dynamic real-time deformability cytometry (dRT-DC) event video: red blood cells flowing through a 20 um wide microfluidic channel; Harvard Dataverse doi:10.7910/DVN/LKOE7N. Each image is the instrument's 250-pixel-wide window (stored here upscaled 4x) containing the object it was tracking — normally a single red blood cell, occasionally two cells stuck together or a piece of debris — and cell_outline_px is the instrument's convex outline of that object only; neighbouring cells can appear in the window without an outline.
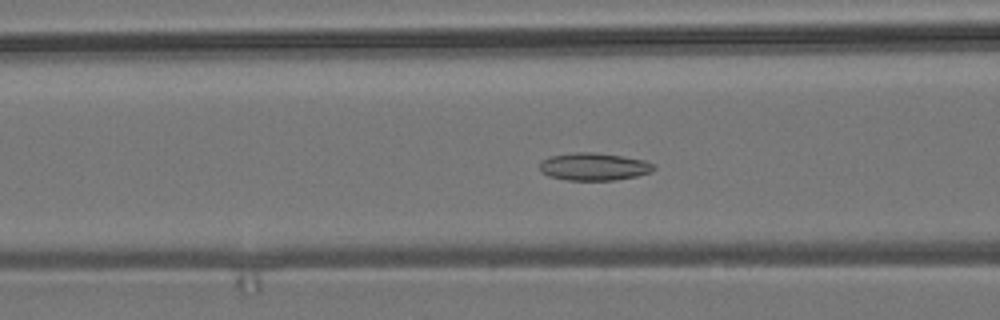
{"species": "common noctule bat (a hibernating species)", "species_latin": "Nyctalus noctula", "temperature_condition": "room temperature", "stored_images_in_passage": 42, "camera_frame_rate_fps": 3000, "um_per_image_px": 0.085, "animal": {"sex": "male", "body_mass_g": 19.2, "forearm_length_mm": 51.8}, "frame": {"image": 1, "passage_image": 8, "time_ms": 2.333, "image_size_px": [1000, 320], "cell_outline_px": [[656, 168], [652, 172], [636, 176], [612, 180], [568, 180], [548, 176], [540, 172], [540, 164], [548, 156], [576, 152], [592, 152], [620, 156], [644, 160], [656, 164]], "centroid_in_image_um": [50.49, 14.16], "position_along_channel_um": 116.1, "area_um2": 18.32}}
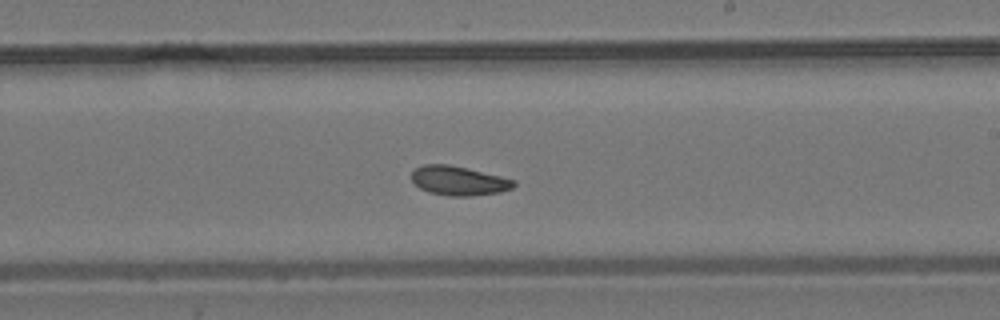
{"frame": {"image": 2, "passage_image": 19, "time_ms": 6.0, "image_size_px": [1000, 320], "cell_outline_px": [[516, 184], [512, 188], [500, 192], [472, 196], [448, 196], [428, 192], [420, 188], [412, 180], [412, 172], [416, 168], [424, 164], [448, 164], [500, 176], [516, 180]], "centroid_in_image_um": [38.99, 15.37], "position_along_channel_um": 250.0, "area_um2": 17.34}}
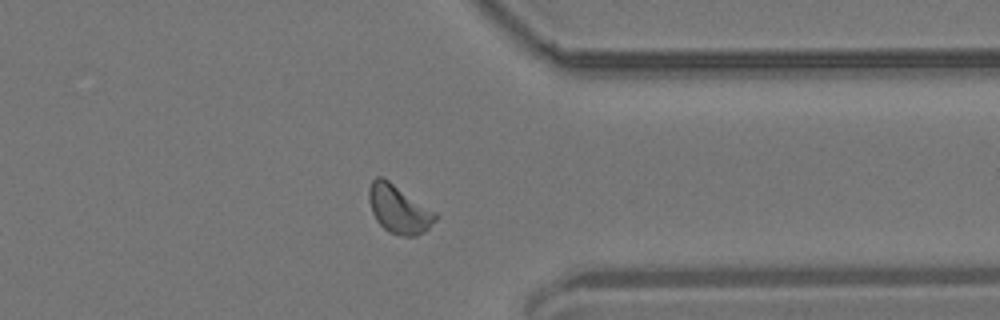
{"frame": {"image": 3, "passage_image": 30, "time_ms": 9.667, "image_size_px": [1000, 320], "cell_outline_px": [[436, 220], [424, 232], [416, 236], [404, 236], [388, 232], [376, 220], [372, 212], [368, 200], [368, 188], [372, 180], [376, 176], [384, 176], [436, 212]], "centroid_in_image_um": [33.87, 17.75], "position_along_channel_um": 377.5, "area_um2": 18.9}, "authors_computed_cell_mechanics": {"area_um2": 17.5134, "velocity_mm_per_s": 3.6494, "shape_relaxation_time_tau1_ms": 10.0713, "shape_relaxation_time_tau2_ms": 5.9098, "deformation_change_tau1": 0.1479, "deformation_change_tau2": 0.0982}}